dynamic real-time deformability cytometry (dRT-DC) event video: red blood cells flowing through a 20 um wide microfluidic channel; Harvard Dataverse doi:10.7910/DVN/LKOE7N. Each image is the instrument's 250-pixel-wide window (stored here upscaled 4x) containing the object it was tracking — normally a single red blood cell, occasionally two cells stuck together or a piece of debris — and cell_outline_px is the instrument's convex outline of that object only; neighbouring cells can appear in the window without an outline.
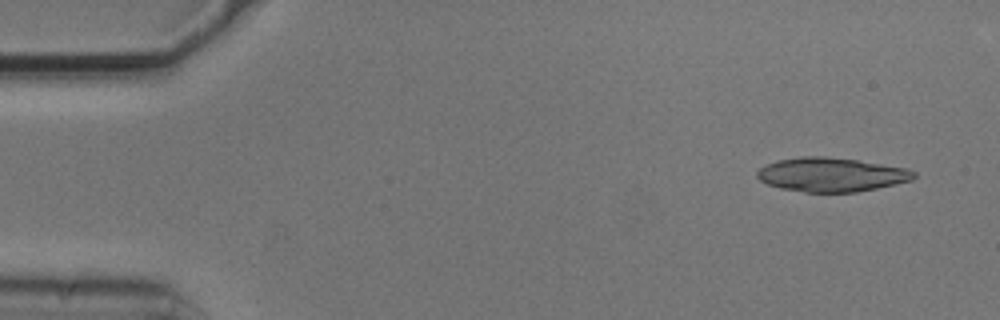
{"species": "common noctule bat (a hibernating species)", "species_latin": "Nyctalus noctula", "temperature_condition": "cold", "stored_images_in_passage": 5, "camera_frame_rate_fps": 3000, "um_per_image_px": 0.085, "animal": {"sex": "male", "body_mass_g": 20.5, "forearm_length_mm": 52.5}, "frame": {"image": 1, "passage_image": 1, "time_ms": 0.0, "image_size_px": [1000, 320], "cell_outline_px": [[916, 176], [912, 180], [876, 188], [856, 192], [804, 192], [780, 188], [768, 184], [760, 180], [756, 176], [756, 172], [760, 168], [768, 164], [780, 160], [800, 156], [824, 156], [856, 160], [908, 168], [916, 172]], "centroid_in_image_um": [70.67, 14.84], "position_along_channel_um": 14.3, "area_um2": 30.92}}
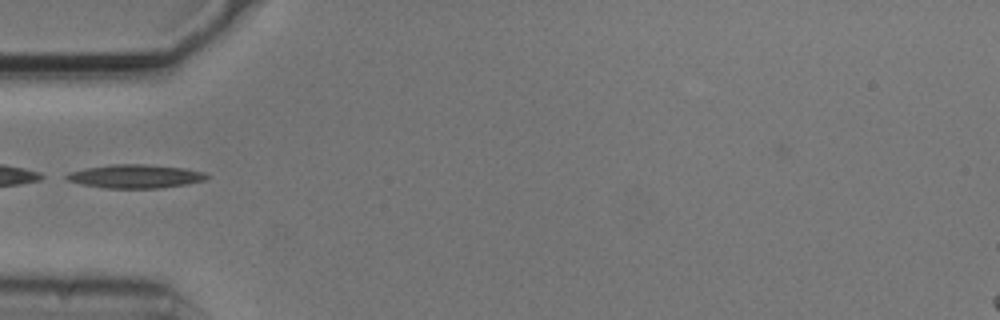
{"frame": {"image": 2, "passage_image": 5, "time_ms": 1.333, "image_size_px": [1000, 320], "cell_outline_px": [[208, 176], [204, 180], [188, 184], [160, 188], [108, 188], [80, 184], [68, 180], [60, 176], [68, 172], [84, 168], [112, 164], [148, 164], [184, 168], [204, 172]], "centroid_in_image_um": [11.44, 14.98], "position_along_channel_um": 73.6, "area_um2": 19.42}}